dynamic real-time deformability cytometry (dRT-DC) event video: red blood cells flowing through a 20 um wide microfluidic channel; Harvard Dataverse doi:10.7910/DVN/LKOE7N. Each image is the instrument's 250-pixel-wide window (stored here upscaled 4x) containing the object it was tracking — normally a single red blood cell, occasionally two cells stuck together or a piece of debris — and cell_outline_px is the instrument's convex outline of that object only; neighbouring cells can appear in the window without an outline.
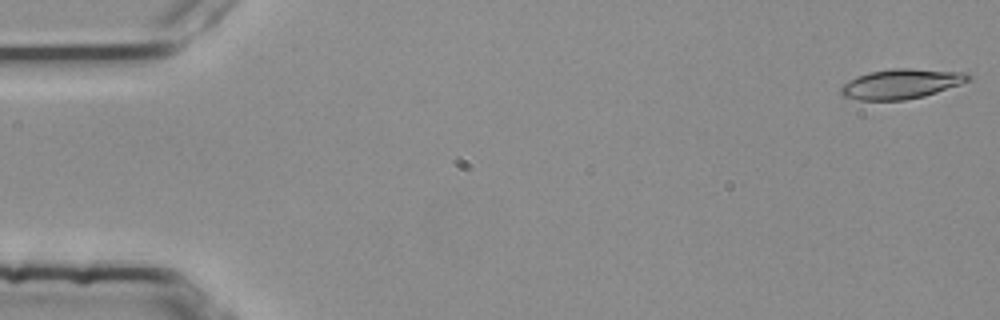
{"species": "common noctule bat (a hibernating species)", "species_latin": "Nyctalus noctula", "temperature_condition": "room temperature", "stored_images_in_passage": 4, "camera_frame_rate_fps": 3000, "um_per_image_px": 0.085, "animal": {"sex": "female", "body_mass_g": 25.1}, "frame": {"image": 1, "passage_image": 1, "time_ms": 0.0, "image_size_px": [1000, 320], "cell_outline_px": [[972, 80], [924, 96], [904, 100], [860, 100], [844, 96], [840, 92], [840, 88], [848, 80], [856, 76], [868, 72], [892, 68], [912, 68], [968, 72], [972, 76]], "centroid_in_image_um": [76.63, 7.11], "position_along_channel_um": 8.4, "area_um2": 22.31}}
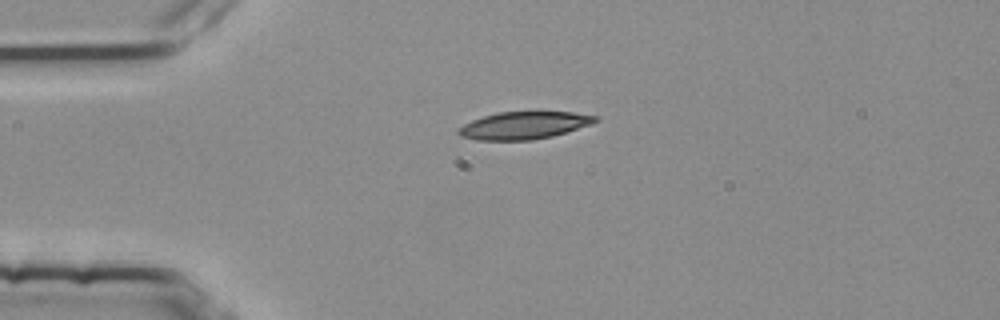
{"frame": {"image": 2, "passage_image": 4, "time_ms": 1.0, "image_size_px": [1000, 320], "cell_outline_px": [[600, 120], [592, 124], [552, 136], [532, 140], [480, 140], [460, 136], [456, 132], [464, 124], [472, 120], [484, 116], [500, 112], [572, 112], [600, 116]], "centroid_in_image_um": [44.58, 10.65], "position_along_channel_um": 40.4, "area_um2": 21.79}}